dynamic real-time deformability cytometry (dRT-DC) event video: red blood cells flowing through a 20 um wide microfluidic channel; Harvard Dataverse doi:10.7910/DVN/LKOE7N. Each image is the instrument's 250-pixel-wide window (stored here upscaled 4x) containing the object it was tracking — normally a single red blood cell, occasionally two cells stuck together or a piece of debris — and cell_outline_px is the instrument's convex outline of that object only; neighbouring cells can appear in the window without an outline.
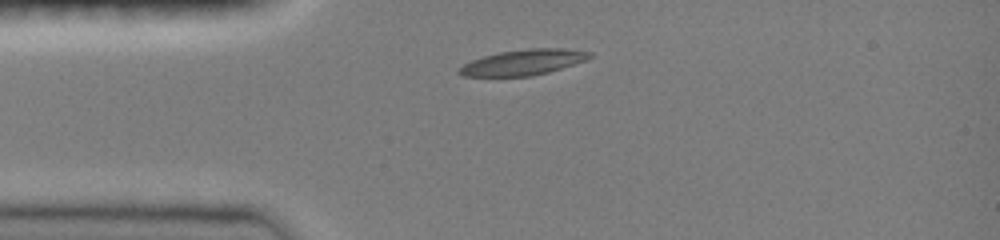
{"species": "common noctule bat (a hibernating species)", "species_latin": "Nyctalus noctula", "temperature_condition": "room temperature", "stored_images_in_passage": 33, "camera_frame_rate_fps": 3000, "um_per_image_px": 0.085, "animal": {"sex": "female", "body_mass_g": 19.0, "forearm_length_mm": 51.5}, "frame": {"image": 1, "passage_image": 1, "time_ms": 0.0, "image_size_px": [1000, 240], "cell_outline_px": [[592, 56], [588, 60], [548, 72], [532, 76], [464, 76], [456, 72], [456, 68], [472, 60], [484, 56], [500, 52], [528, 48], [564, 48], [592, 52]], "centroid_in_image_um": [44.49, 5.29], "position_along_channel_um": 40.5, "area_um2": 19.54}}
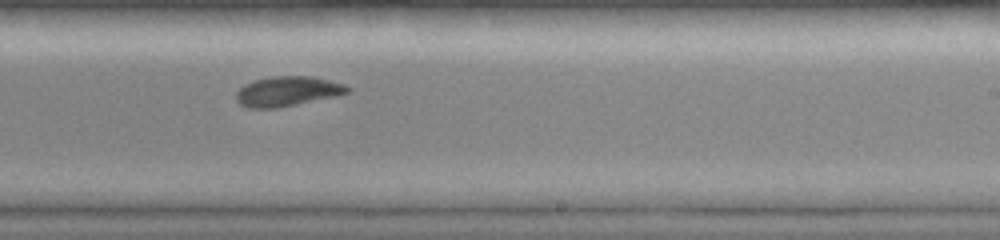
{"frame": {"image": 2, "passage_image": 19, "time_ms": 6.0, "image_size_px": [1000, 240], "cell_outline_px": [[352, 92], [276, 108], [248, 108], [240, 104], [236, 100], [236, 92], [244, 84], [252, 80], [272, 76], [312, 76], [344, 84], [352, 88]], "centroid_in_image_um": [24.41, 7.75], "position_along_channel_um": 264.6, "area_um2": 19.31}}
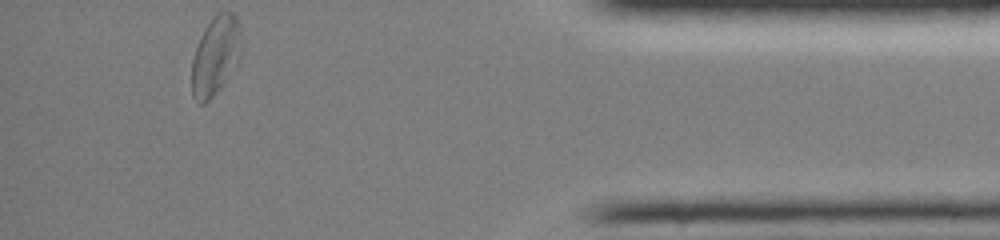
{"frame": {"image": 3, "passage_image": 33, "time_ms": 10.667, "image_size_px": [1000, 240], "cell_outline_px": [[240, 56], [224, 80], [212, 96], [204, 104], [200, 104], [192, 96], [192, 60], [200, 36], [204, 28], [212, 16], [216, 12], [236, 12], [240, 32]], "centroid_in_image_um": [18.29, 4.66], "position_along_channel_um": 416.9, "area_um2": 22.31}, "authors_computed_cell_mechanics": {"area_um2": 19.652, "velocity_mm_per_s": 4.0131, "shape_relaxation_time_tau1_ms": 4.4615, "shape_relaxation_time_tau2_ms": 6.367, "deformation_change_tau1": 0.1489, "deformation_change_tau2": 0.0974}}